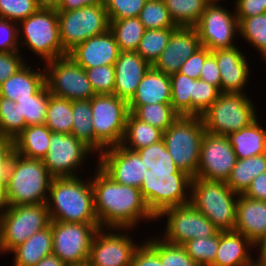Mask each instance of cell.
<instances>
[{
    "label": "cell",
    "mask_w": 266,
    "mask_h": 266,
    "mask_svg": "<svg viewBox=\"0 0 266 266\" xmlns=\"http://www.w3.org/2000/svg\"><path fill=\"white\" fill-rule=\"evenodd\" d=\"M220 90L201 79L194 80L193 96L191 97V116H201L220 95Z\"/></svg>",
    "instance_id": "cell-46"
},
{
    "label": "cell",
    "mask_w": 266,
    "mask_h": 266,
    "mask_svg": "<svg viewBox=\"0 0 266 266\" xmlns=\"http://www.w3.org/2000/svg\"><path fill=\"white\" fill-rule=\"evenodd\" d=\"M96 95L113 94L115 85L114 65H102L85 69Z\"/></svg>",
    "instance_id": "cell-48"
},
{
    "label": "cell",
    "mask_w": 266,
    "mask_h": 266,
    "mask_svg": "<svg viewBox=\"0 0 266 266\" xmlns=\"http://www.w3.org/2000/svg\"><path fill=\"white\" fill-rule=\"evenodd\" d=\"M136 152L144 162L140 191L155 217L168 208L190 203L192 177L176 166L163 139Z\"/></svg>",
    "instance_id": "cell-1"
},
{
    "label": "cell",
    "mask_w": 266,
    "mask_h": 266,
    "mask_svg": "<svg viewBox=\"0 0 266 266\" xmlns=\"http://www.w3.org/2000/svg\"><path fill=\"white\" fill-rule=\"evenodd\" d=\"M163 139V131L128 113L121 144L128 150L137 151Z\"/></svg>",
    "instance_id": "cell-31"
},
{
    "label": "cell",
    "mask_w": 266,
    "mask_h": 266,
    "mask_svg": "<svg viewBox=\"0 0 266 266\" xmlns=\"http://www.w3.org/2000/svg\"><path fill=\"white\" fill-rule=\"evenodd\" d=\"M73 266H90L88 263H84V264H81V265H73Z\"/></svg>",
    "instance_id": "cell-65"
},
{
    "label": "cell",
    "mask_w": 266,
    "mask_h": 266,
    "mask_svg": "<svg viewBox=\"0 0 266 266\" xmlns=\"http://www.w3.org/2000/svg\"><path fill=\"white\" fill-rule=\"evenodd\" d=\"M210 53L211 51L208 48L201 46L183 62L178 72L190 77L191 79H199L202 66L206 57Z\"/></svg>",
    "instance_id": "cell-52"
},
{
    "label": "cell",
    "mask_w": 266,
    "mask_h": 266,
    "mask_svg": "<svg viewBox=\"0 0 266 266\" xmlns=\"http://www.w3.org/2000/svg\"><path fill=\"white\" fill-rule=\"evenodd\" d=\"M175 29L176 28L146 30L139 42L136 52L153 65L166 48L172 32Z\"/></svg>",
    "instance_id": "cell-42"
},
{
    "label": "cell",
    "mask_w": 266,
    "mask_h": 266,
    "mask_svg": "<svg viewBox=\"0 0 266 266\" xmlns=\"http://www.w3.org/2000/svg\"><path fill=\"white\" fill-rule=\"evenodd\" d=\"M266 172V153L237 159L226 184L238 195L244 194L253 179Z\"/></svg>",
    "instance_id": "cell-32"
},
{
    "label": "cell",
    "mask_w": 266,
    "mask_h": 266,
    "mask_svg": "<svg viewBox=\"0 0 266 266\" xmlns=\"http://www.w3.org/2000/svg\"><path fill=\"white\" fill-rule=\"evenodd\" d=\"M249 266H266V264L265 263L258 262V261H255L253 264H251Z\"/></svg>",
    "instance_id": "cell-64"
},
{
    "label": "cell",
    "mask_w": 266,
    "mask_h": 266,
    "mask_svg": "<svg viewBox=\"0 0 266 266\" xmlns=\"http://www.w3.org/2000/svg\"><path fill=\"white\" fill-rule=\"evenodd\" d=\"M35 266H67L58 256L51 254L41 259Z\"/></svg>",
    "instance_id": "cell-60"
},
{
    "label": "cell",
    "mask_w": 266,
    "mask_h": 266,
    "mask_svg": "<svg viewBox=\"0 0 266 266\" xmlns=\"http://www.w3.org/2000/svg\"><path fill=\"white\" fill-rule=\"evenodd\" d=\"M35 69L26 63L0 85V96L15 101L35 95L46 84L45 67Z\"/></svg>",
    "instance_id": "cell-27"
},
{
    "label": "cell",
    "mask_w": 266,
    "mask_h": 266,
    "mask_svg": "<svg viewBox=\"0 0 266 266\" xmlns=\"http://www.w3.org/2000/svg\"><path fill=\"white\" fill-rule=\"evenodd\" d=\"M52 179L42 159L14 152L6 180L10 206L46 203Z\"/></svg>",
    "instance_id": "cell-4"
},
{
    "label": "cell",
    "mask_w": 266,
    "mask_h": 266,
    "mask_svg": "<svg viewBox=\"0 0 266 266\" xmlns=\"http://www.w3.org/2000/svg\"><path fill=\"white\" fill-rule=\"evenodd\" d=\"M21 51L19 45L18 23L0 18V52Z\"/></svg>",
    "instance_id": "cell-50"
},
{
    "label": "cell",
    "mask_w": 266,
    "mask_h": 266,
    "mask_svg": "<svg viewBox=\"0 0 266 266\" xmlns=\"http://www.w3.org/2000/svg\"><path fill=\"white\" fill-rule=\"evenodd\" d=\"M255 246L266 235V201L240 194L237 200L235 230Z\"/></svg>",
    "instance_id": "cell-24"
},
{
    "label": "cell",
    "mask_w": 266,
    "mask_h": 266,
    "mask_svg": "<svg viewBox=\"0 0 266 266\" xmlns=\"http://www.w3.org/2000/svg\"><path fill=\"white\" fill-rule=\"evenodd\" d=\"M130 230L133 229L100 228L92 241L87 263L90 266H130L134 253L141 244L136 243V240L134 243L128 232Z\"/></svg>",
    "instance_id": "cell-15"
},
{
    "label": "cell",
    "mask_w": 266,
    "mask_h": 266,
    "mask_svg": "<svg viewBox=\"0 0 266 266\" xmlns=\"http://www.w3.org/2000/svg\"><path fill=\"white\" fill-rule=\"evenodd\" d=\"M237 17H252L266 13V0H235Z\"/></svg>",
    "instance_id": "cell-54"
},
{
    "label": "cell",
    "mask_w": 266,
    "mask_h": 266,
    "mask_svg": "<svg viewBox=\"0 0 266 266\" xmlns=\"http://www.w3.org/2000/svg\"><path fill=\"white\" fill-rule=\"evenodd\" d=\"M10 207L6 182H0V215Z\"/></svg>",
    "instance_id": "cell-59"
},
{
    "label": "cell",
    "mask_w": 266,
    "mask_h": 266,
    "mask_svg": "<svg viewBox=\"0 0 266 266\" xmlns=\"http://www.w3.org/2000/svg\"><path fill=\"white\" fill-rule=\"evenodd\" d=\"M219 67L221 81L220 92L222 93H245V88L250 82V61L240 50L234 46L211 51ZM249 80V81H248Z\"/></svg>",
    "instance_id": "cell-20"
},
{
    "label": "cell",
    "mask_w": 266,
    "mask_h": 266,
    "mask_svg": "<svg viewBox=\"0 0 266 266\" xmlns=\"http://www.w3.org/2000/svg\"><path fill=\"white\" fill-rule=\"evenodd\" d=\"M201 47L195 27L178 26L160 57L152 65L156 70L172 75L177 73L183 62Z\"/></svg>",
    "instance_id": "cell-21"
},
{
    "label": "cell",
    "mask_w": 266,
    "mask_h": 266,
    "mask_svg": "<svg viewBox=\"0 0 266 266\" xmlns=\"http://www.w3.org/2000/svg\"><path fill=\"white\" fill-rule=\"evenodd\" d=\"M95 169L91 184L94 210L101 228L134 229L145 219L156 221L140 189L115 182L98 165Z\"/></svg>",
    "instance_id": "cell-2"
},
{
    "label": "cell",
    "mask_w": 266,
    "mask_h": 266,
    "mask_svg": "<svg viewBox=\"0 0 266 266\" xmlns=\"http://www.w3.org/2000/svg\"><path fill=\"white\" fill-rule=\"evenodd\" d=\"M102 2L103 0H61V6L57 11L77 10L84 6H91Z\"/></svg>",
    "instance_id": "cell-58"
},
{
    "label": "cell",
    "mask_w": 266,
    "mask_h": 266,
    "mask_svg": "<svg viewBox=\"0 0 266 266\" xmlns=\"http://www.w3.org/2000/svg\"><path fill=\"white\" fill-rule=\"evenodd\" d=\"M53 236V254L67 266L88 262L92 241L99 224L64 223L50 221Z\"/></svg>",
    "instance_id": "cell-14"
},
{
    "label": "cell",
    "mask_w": 266,
    "mask_h": 266,
    "mask_svg": "<svg viewBox=\"0 0 266 266\" xmlns=\"http://www.w3.org/2000/svg\"><path fill=\"white\" fill-rule=\"evenodd\" d=\"M119 54V46L110 30L87 39L68 53L84 69L115 65Z\"/></svg>",
    "instance_id": "cell-22"
},
{
    "label": "cell",
    "mask_w": 266,
    "mask_h": 266,
    "mask_svg": "<svg viewBox=\"0 0 266 266\" xmlns=\"http://www.w3.org/2000/svg\"><path fill=\"white\" fill-rule=\"evenodd\" d=\"M97 157L96 165L115 182L140 189L145 177L144 162L136 151L117 145L106 148Z\"/></svg>",
    "instance_id": "cell-19"
},
{
    "label": "cell",
    "mask_w": 266,
    "mask_h": 266,
    "mask_svg": "<svg viewBox=\"0 0 266 266\" xmlns=\"http://www.w3.org/2000/svg\"><path fill=\"white\" fill-rule=\"evenodd\" d=\"M94 129V153L121 144L129 113L128 102L114 94L95 95L90 99Z\"/></svg>",
    "instance_id": "cell-9"
},
{
    "label": "cell",
    "mask_w": 266,
    "mask_h": 266,
    "mask_svg": "<svg viewBox=\"0 0 266 266\" xmlns=\"http://www.w3.org/2000/svg\"><path fill=\"white\" fill-rule=\"evenodd\" d=\"M187 254L200 266H211L214 263L219 247V231L208 238H194L182 245Z\"/></svg>",
    "instance_id": "cell-44"
},
{
    "label": "cell",
    "mask_w": 266,
    "mask_h": 266,
    "mask_svg": "<svg viewBox=\"0 0 266 266\" xmlns=\"http://www.w3.org/2000/svg\"><path fill=\"white\" fill-rule=\"evenodd\" d=\"M109 30L113 33L120 52L137 51L139 42L146 31L138 17L112 20Z\"/></svg>",
    "instance_id": "cell-33"
},
{
    "label": "cell",
    "mask_w": 266,
    "mask_h": 266,
    "mask_svg": "<svg viewBox=\"0 0 266 266\" xmlns=\"http://www.w3.org/2000/svg\"><path fill=\"white\" fill-rule=\"evenodd\" d=\"M46 204L50 220L99 224L94 210L91 177L88 181L82 180L81 176L53 178Z\"/></svg>",
    "instance_id": "cell-3"
},
{
    "label": "cell",
    "mask_w": 266,
    "mask_h": 266,
    "mask_svg": "<svg viewBox=\"0 0 266 266\" xmlns=\"http://www.w3.org/2000/svg\"><path fill=\"white\" fill-rule=\"evenodd\" d=\"M132 114L139 120L146 122L163 132L178 118L171 103H157L138 106Z\"/></svg>",
    "instance_id": "cell-41"
},
{
    "label": "cell",
    "mask_w": 266,
    "mask_h": 266,
    "mask_svg": "<svg viewBox=\"0 0 266 266\" xmlns=\"http://www.w3.org/2000/svg\"><path fill=\"white\" fill-rule=\"evenodd\" d=\"M13 139L0 137V182H6L10 160L14 154Z\"/></svg>",
    "instance_id": "cell-56"
},
{
    "label": "cell",
    "mask_w": 266,
    "mask_h": 266,
    "mask_svg": "<svg viewBox=\"0 0 266 266\" xmlns=\"http://www.w3.org/2000/svg\"><path fill=\"white\" fill-rule=\"evenodd\" d=\"M200 44L210 51L236 46L239 36V21L235 9L230 12L220 4L208 5L194 26Z\"/></svg>",
    "instance_id": "cell-17"
},
{
    "label": "cell",
    "mask_w": 266,
    "mask_h": 266,
    "mask_svg": "<svg viewBox=\"0 0 266 266\" xmlns=\"http://www.w3.org/2000/svg\"><path fill=\"white\" fill-rule=\"evenodd\" d=\"M52 131L45 125L25 127L14 139L15 153L26 157L43 159L47 154Z\"/></svg>",
    "instance_id": "cell-30"
},
{
    "label": "cell",
    "mask_w": 266,
    "mask_h": 266,
    "mask_svg": "<svg viewBox=\"0 0 266 266\" xmlns=\"http://www.w3.org/2000/svg\"><path fill=\"white\" fill-rule=\"evenodd\" d=\"M206 130L201 116H178L163 132V141L176 166L196 177L200 148Z\"/></svg>",
    "instance_id": "cell-7"
},
{
    "label": "cell",
    "mask_w": 266,
    "mask_h": 266,
    "mask_svg": "<svg viewBox=\"0 0 266 266\" xmlns=\"http://www.w3.org/2000/svg\"><path fill=\"white\" fill-rule=\"evenodd\" d=\"M10 253L14 266H35L45 256L53 254L51 226L33 234Z\"/></svg>",
    "instance_id": "cell-28"
},
{
    "label": "cell",
    "mask_w": 266,
    "mask_h": 266,
    "mask_svg": "<svg viewBox=\"0 0 266 266\" xmlns=\"http://www.w3.org/2000/svg\"><path fill=\"white\" fill-rule=\"evenodd\" d=\"M171 79V105L179 116H191V97L194 90V79L174 73Z\"/></svg>",
    "instance_id": "cell-39"
},
{
    "label": "cell",
    "mask_w": 266,
    "mask_h": 266,
    "mask_svg": "<svg viewBox=\"0 0 266 266\" xmlns=\"http://www.w3.org/2000/svg\"><path fill=\"white\" fill-rule=\"evenodd\" d=\"M199 79L216 86L220 90L221 75L216 58L212 53L206 57Z\"/></svg>",
    "instance_id": "cell-55"
},
{
    "label": "cell",
    "mask_w": 266,
    "mask_h": 266,
    "mask_svg": "<svg viewBox=\"0 0 266 266\" xmlns=\"http://www.w3.org/2000/svg\"><path fill=\"white\" fill-rule=\"evenodd\" d=\"M238 197L226 181L191 180L190 203L221 231L235 230Z\"/></svg>",
    "instance_id": "cell-5"
},
{
    "label": "cell",
    "mask_w": 266,
    "mask_h": 266,
    "mask_svg": "<svg viewBox=\"0 0 266 266\" xmlns=\"http://www.w3.org/2000/svg\"><path fill=\"white\" fill-rule=\"evenodd\" d=\"M176 26L194 27L205 11V0H163Z\"/></svg>",
    "instance_id": "cell-36"
},
{
    "label": "cell",
    "mask_w": 266,
    "mask_h": 266,
    "mask_svg": "<svg viewBox=\"0 0 266 266\" xmlns=\"http://www.w3.org/2000/svg\"><path fill=\"white\" fill-rule=\"evenodd\" d=\"M237 159H246L266 153V129L260 125L258 118L249 126L228 136Z\"/></svg>",
    "instance_id": "cell-29"
},
{
    "label": "cell",
    "mask_w": 266,
    "mask_h": 266,
    "mask_svg": "<svg viewBox=\"0 0 266 266\" xmlns=\"http://www.w3.org/2000/svg\"><path fill=\"white\" fill-rule=\"evenodd\" d=\"M147 0H103L109 21L138 17Z\"/></svg>",
    "instance_id": "cell-49"
},
{
    "label": "cell",
    "mask_w": 266,
    "mask_h": 266,
    "mask_svg": "<svg viewBox=\"0 0 266 266\" xmlns=\"http://www.w3.org/2000/svg\"><path fill=\"white\" fill-rule=\"evenodd\" d=\"M239 21V37L249 46L261 53L266 59V13L252 17H237Z\"/></svg>",
    "instance_id": "cell-38"
},
{
    "label": "cell",
    "mask_w": 266,
    "mask_h": 266,
    "mask_svg": "<svg viewBox=\"0 0 266 266\" xmlns=\"http://www.w3.org/2000/svg\"><path fill=\"white\" fill-rule=\"evenodd\" d=\"M39 8L38 0H0V18L19 23Z\"/></svg>",
    "instance_id": "cell-47"
},
{
    "label": "cell",
    "mask_w": 266,
    "mask_h": 266,
    "mask_svg": "<svg viewBox=\"0 0 266 266\" xmlns=\"http://www.w3.org/2000/svg\"><path fill=\"white\" fill-rule=\"evenodd\" d=\"M157 103H171V79L151 66L128 101V109L132 113L138 106Z\"/></svg>",
    "instance_id": "cell-26"
},
{
    "label": "cell",
    "mask_w": 266,
    "mask_h": 266,
    "mask_svg": "<svg viewBox=\"0 0 266 266\" xmlns=\"http://www.w3.org/2000/svg\"><path fill=\"white\" fill-rule=\"evenodd\" d=\"M95 153L73 134L52 132L47 154L42 161L53 178L77 177L86 157Z\"/></svg>",
    "instance_id": "cell-16"
},
{
    "label": "cell",
    "mask_w": 266,
    "mask_h": 266,
    "mask_svg": "<svg viewBox=\"0 0 266 266\" xmlns=\"http://www.w3.org/2000/svg\"><path fill=\"white\" fill-rule=\"evenodd\" d=\"M44 124L52 132L71 134L73 124L72 101L50 93Z\"/></svg>",
    "instance_id": "cell-34"
},
{
    "label": "cell",
    "mask_w": 266,
    "mask_h": 266,
    "mask_svg": "<svg viewBox=\"0 0 266 266\" xmlns=\"http://www.w3.org/2000/svg\"><path fill=\"white\" fill-rule=\"evenodd\" d=\"M60 40L68 53L87 39L104 34L110 28L105 4L84 6L77 10L57 11Z\"/></svg>",
    "instance_id": "cell-11"
},
{
    "label": "cell",
    "mask_w": 266,
    "mask_h": 266,
    "mask_svg": "<svg viewBox=\"0 0 266 266\" xmlns=\"http://www.w3.org/2000/svg\"><path fill=\"white\" fill-rule=\"evenodd\" d=\"M49 99L50 91L45 84L35 95L15 100L18 104L20 120H25L26 127L45 123Z\"/></svg>",
    "instance_id": "cell-35"
},
{
    "label": "cell",
    "mask_w": 266,
    "mask_h": 266,
    "mask_svg": "<svg viewBox=\"0 0 266 266\" xmlns=\"http://www.w3.org/2000/svg\"><path fill=\"white\" fill-rule=\"evenodd\" d=\"M50 216L46 203L10 206L1 215L0 254H8L33 234L47 228Z\"/></svg>",
    "instance_id": "cell-10"
},
{
    "label": "cell",
    "mask_w": 266,
    "mask_h": 266,
    "mask_svg": "<svg viewBox=\"0 0 266 266\" xmlns=\"http://www.w3.org/2000/svg\"><path fill=\"white\" fill-rule=\"evenodd\" d=\"M257 252L256 261L266 264V235L256 245ZM259 256V257H258Z\"/></svg>",
    "instance_id": "cell-61"
},
{
    "label": "cell",
    "mask_w": 266,
    "mask_h": 266,
    "mask_svg": "<svg viewBox=\"0 0 266 266\" xmlns=\"http://www.w3.org/2000/svg\"><path fill=\"white\" fill-rule=\"evenodd\" d=\"M72 114L73 124L71 134L94 152V129L90 100L72 101Z\"/></svg>",
    "instance_id": "cell-37"
},
{
    "label": "cell",
    "mask_w": 266,
    "mask_h": 266,
    "mask_svg": "<svg viewBox=\"0 0 266 266\" xmlns=\"http://www.w3.org/2000/svg\"><path fill=\"white\" fill-rule=\"evenodd\" d=\"M46 84L52 95L68 100H90L95 96L87 73L69 55L44 64Z\"/></svg>",
    "instance_id": "cell-12"
},
{
    "label": "cell",
    "mask_w": 266,
    "mask_h": 266,
    "mask_svg": "<svg viewBox=\"0 0 266 266\" xmlns=\"http://www.w3.org/2000/svg\"><path fill=\"white\" fill-rule=\"evenodd\" d=\"M237 161L227 136L205 133L201 142L196 177L227 181Z\"/></svg>",
    "instance_id": "cell-18"
},
{
    "label": "cell",
    "mask_w": 266,
    "mask_h": 266,
    "mask_svg": "<svg viewBox=\"0 0 266 266\" xmlns=\"http://www.w3.org/2000/svg\"><path fill=\"white\" fill-rule=\"evenodd\" d=\"M151 66L136 51L120 52L114 65L115 85L113 94L128 102Z\"/></svg>",
    "instance_id": "cell-23"
},
{
    "label": "cell",
    "mask_w": 266,
    "mask_h": 266,
    "mask_svg": "<svg viewBox=\"0 0 266 266\" xmlns=\"http://www.w3.org/2000/svg\"><path fill=\"white\" fill-rule=\"evenodd\" d=\"M256 106L247 93H220L201 115L206 132L228 136L258 118Z\"/></svg>",
    "instance_id": "cell-8"
},
{
    "label": "cell",
    "mask_w": 266,
    "mask_h": 266,
    "mask_svg": "<svg viewBox=\"0 0 266 266\" xmlns=\"http://www.w3.org/2000/svg\"><path fill=\"white\" fill-rule=\"evenodd\" d=\"M130 266H162V264L159 255L143 241L135 251Z\"/></svg>",
    "instance_id": "cell-53"
},
{
    "label": "cell",
    "mask_w": 266,
    "mask_h": 266,
    "mask_svg": "<svg viewBox=\"0 0 266 266\" xmlns=\"http://www.w3.org/2000/svg\"><path fill=\"white\" fill-rule=\"evenodd\" d=\"M25 127V120H20L18 104L0 96V137L14 139Z\"/></svg>",
    "instance_id": "cell-45"
},
{
    "label": "cell",
    "mask_w": 266,
    "mask_h": 266,
    "mask_svg": "<svg viewBox=\"0 0 266 266\" xmlns=\"http://www.w3.org/2000/svg\"><path fill=\"white\" fill-rule=\"evenodd\" d=\"M40 8L58 9L61 6V0H38Z\"/></svg>",
    "instance_id": "cell-62"
},
{
    "label": "cell",
    "mask_w": 266,
    "mask_h": 266,
    "mask_svg": "<svg viewBox=\"0 0 266 266\" xmlns=\"http://www.w3.org/2000/svg\"><path fill=\"white\" fill-rule=\"evenodd\" d=\"M256 246L243 234L219 230V247L211 266H249L256 261L251 249Z\"/></svg>",
    "instance_id": "cell-25"
},
{
    "label": "cell",
    "mask_w": 266,
    "mask_h": 266,
    "mask_svg": "<svg viewBox=\"0 0 266 266\" xmlns=\"http://www.w3.org/2000/svg\"><path fill=\"white\" fill-rule=\"evenodd\" d=\"M208 5H213V4H218V3H221L220 1H223V0H205Z\"/></svg>",
    "instance_id": "cell-63"
},
{
    "label": "cell",
    "mask_w": 266,
    "mask_h": 266,
    "mask_svg": "<svg viewBox=\"0 0 266 266\" xmlns=\"http://www.w3.org/2000/svg\"><path fill=\"white\" fill-rule=\"evenodd\" d=\"M21 53L0 52V85L26 64Z\"/></svg>",
    "instance_id": "cell-51"
},
{
    "label": "cell",
    "mask_w": 266,
    "mask_h": 266,
    "mask_svg": "<svg viewBox=\"0 0 266 266\" xmlns=\"http://www.w3.org/2000/svg\"><path fill=\"white\" fill-rule=\"evenodd\" d=\"M20 48L31 50L44 63L66 56L60 40L58 13L56 9L39 8L27 19L18 23Z\"/></svg>",
    "instance_id": "cell-6"
},
{
    "label": "cell",
    "mask_w": 266,
    "mask_h": 266,
    "mask_svg": "<svg viewBox=\"0 0 266 266\" xmlns=\"http://www.w3.org/2000/svg\"><path fill=\"white\" fill-rule=\"evenodd\" d=\"M147 239L145 242L159 255L162 266H200L182 245L167 243L158 236Z\"/></svg>",
    "instance_id": "cell-40"
},
{
    "label": "cell",
    "mask_w": 266,
    "mask_h": 266,
    "mask_svg": "<svg viewBox=\"0 0 266 266\" xmlns=\"http://www.w3.org/2000/svg\"><path fill=\"white\" fill-rule=\"evenodd\" d=\"M243 195L254 200L266 201V172L255 177Z\"/></svg>",
    "instance_id": "cell-57"
},
{
    "label": "cell",
    "mask_w": 266,
    "mask_h": 266,
    "mask_svg": "<svg viewBox=\"0 0 266 266\" xmlns=\"http://www.w3.org/2000/svg\"><path fill=\"white\" fill-rule=\"evenodd\" d=\"M146 30L177 28L163 0H147L138 16Z\"/></svg>",
    "instance_id": "cell-43"
},
{
    "label": "cell",
    "mask_w": 266,
    "mask_h": 266,
    "mask_svg": "<svg viewBox=\"0 0 266 266\" xmlns=\"http://www.w3.org/2000/svg\"><path fill=\"white\" fill-rule=\"evenodd\" d=\"M167 219L164 234L158 237L163 241L183 245L194 238H208L219 229L191 203L168 208L161 212L156 221Z\"/></svg>",
    "instance_id": "cell-13"
}]
</instances>
